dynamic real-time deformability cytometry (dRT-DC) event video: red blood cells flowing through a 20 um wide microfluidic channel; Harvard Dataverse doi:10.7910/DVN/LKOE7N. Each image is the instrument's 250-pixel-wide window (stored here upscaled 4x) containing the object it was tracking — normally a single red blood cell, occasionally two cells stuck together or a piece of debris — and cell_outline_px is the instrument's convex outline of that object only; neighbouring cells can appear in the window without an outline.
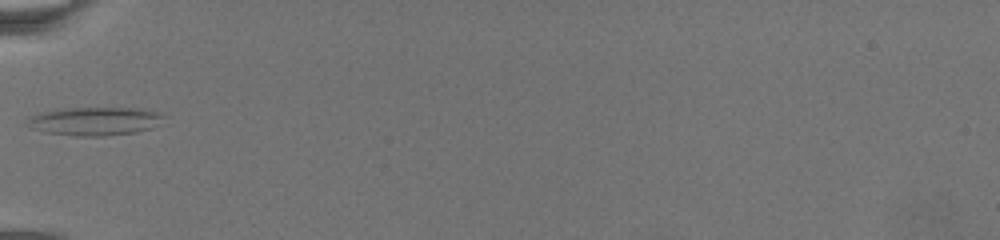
{"species": "common noctule bat (a hibernating species)", "species_latin": "Nyctalus noctula", "temperature_condition": "warm", "stored_images_in_passage": 43, "camera_frame_rate_fps": 3000, "um_per_image_px": 0.085, "animal": {"sex": "female", "body_mass_g": 19.5, "forearm_length_mm": 54.1}, "frame": {"image": 1, "passage_image": 1, "time_ms": 0.0, "image_size_px": [1000, 240], "cell_outline_px": [[164, 116], [152, 128], [136, 132], [100, 136], [76, 136], [44, 132], [32, 128], [28, 120], [32, 116], [40, 112], [64, 108], [140, 108], [156, 112]], "centroid_in_image_um": [8.04, 10.3], "position_along_channel_um": 77.0, "area_um2": 22.2}}
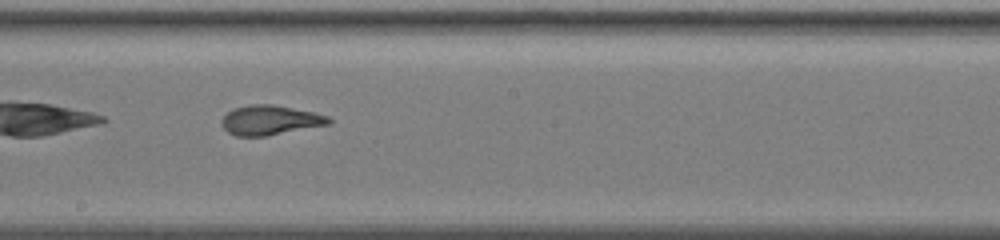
{"frame": {"image": 2, "passage_image": 19, "time_ms": 5.0, "image_size_px": [1000, 240], "cell_outline_px": [[332, 120], [328, 124], [268, 136], [236, 136], [228, 132], [224, 128], [220, 120], [228, 112], [236, 108], [252, 104], [272, 104], [312, 112], [328, 116]], "centroid_in_image_um": [22.94, 10.22], "position_along_channel_um": 225.3, "area_um2": 18.26}}